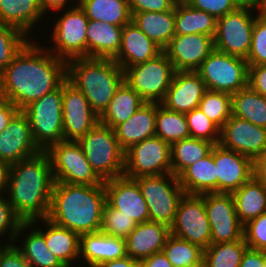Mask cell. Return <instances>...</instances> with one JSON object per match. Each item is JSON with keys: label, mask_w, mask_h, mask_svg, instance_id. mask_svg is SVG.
Listing matches in <instances>:
<instances>
[{"label": "cell", "mask_w": 266, "mask_h": 267, "mask_svg": "<svg viewBox=\"0 0 266 267\" xmlns=\"http://www.w3.org/2000/svg\"><path fill=\"white\" fill-rule=\"evenodd\" d=\"M178 0H128L131 14L172 10Z\"/></svg>", "instance_id": "f907efd6"}, {"label": "cell", "mask_w": 266, "mask_h": 267, "mask_svg": "<svg viewBox=\"0 0 266 267\" xmlns=\"http://www.w3.org/2000/svg\"><path fill=\"white\" fill-rule=\"evenodd\" d=\"M41 8L50 20V14L59 10L74 8L79 5V0H39ZM49 11V12H48Z\"/></svg>", "instance_id": "db71d44e"}, {"label": "cell", "mask_w": 266, "mask_h": 267, "mask_svg": "<svg viewBox=\"0 0 266 267\" xmlns=\"http://www.w3.org/2000/svg\"><path fill=\"white\" fill-rule=\"evenodd\" d=\"M243 238L249 248L266 251V213L243 225Z\"/></svg>", "instance_id": "7dc6e473"}, {"label": "cell", "mask_w": 266, "mask_h": 267, "mask_svg": "<svg viewBox=\"0 0 266 267\" xmlns=\"http://www.w3.org/2000/svg\"><path fill=\"white\" fill-rule=\"evenodd\" d=\"M178 179L185 194L200 195L218 192V176H216L213 148L207 156L187 167L178 176Z\"/></svg>", "instance_id": "1f68e13d"}, {"label": "cell", "mask_w": 266, "mask_h": 267, "mask_svg": "<svg viewBox=\"0 0 266 267\" xmlns=\"http://www.w3.org/2000/svg\"><path fill=\"white\" fill-rule=\"evenodd\" d=\"M132 21L162 49L175 36V7L164 12L133 13Z\"/></svg>", "instance_id": "d6a6232c"}, {"label": "cell", "mask_w": 266, "mask_h": 267, "mask_svg": "<svg viewBox=\"0 0 266 267\" xmlns=\"http://www.w3.org/2000/svg\"><path fill=\"white\" fill-rule=\"evenodd\" d=\"M247 248L244 238L234 242L210 244L204 249L203 267H239Z\"/></svg>", "instance_id": "60d3db41"}, {"label": "cell", "mask_w": 266, "mask_h": 267, "mask_svg": "<svg viewBox=\"0 0 266 267\" xmlns=\"http://www.w3.org/2000/svg\"><path fill=\"white\" fill-rule=\"evenodd\" d=\"M156 112L157 103L145 102L128 120L114 128L124 151L133 144L155 136Z\"/></svg>", "instance_id": "f1b7e54d"}, {"label": "cell", "mask_w": 266, "mask_h": 267, "mask_svg": "<svg viewBox=\"0 0 266 267\" xmlns=\"http://www.w3.org/2000/svg\"><path fill=\"white\" fill-rule=\"evenodd\" d=\"M126 255L125 239L109 236L101 231L80 235L79 267H96Z\"/></svg>", "instance_id": "603a6c76"}, {"label": "cell", "mask_w": 266, "mask_h": 267, "mask_svg": "<svg viewBox=\"0 0 266 267\" xmlns=\"http://www.w3.org/2000/svg\"><path fill=\"white\" fill-rule=\"evenodd\" d=\"M62 116L63 140L78 141L99 123L84 94L67 79L63 82Z\"/></svg>", "instance_id": "e0dca14e"}, {"label": "cell", "mask_w": 266, "mask_h": 267, "mask_svg": "<svg viewBox=\"0 0 266 267\" xmlns=\"http://www.w3.org/2000/svg\"><path fill=\"white\" fill-rule=\"evenodd\" d=\"M11 165L0 160V197L6 196Z\"/></svg>", "instance_id": "91938a15"}, {"label": "cell", "mask_w": 266, "mask_h": 267, "mask_svg": "<svg viewBox=\"0 0 266 267\" xmlns=\"http://www.w3.org/2000/svg\"><path fill=\"white\" fill-rule=\"evenodd\" d=\"M175 70L167 55L157 57L124 70L126 82L145 102L161 103L170 87Z\"/></svg>", "instance_id": "7c38bea8"}, {"label": "cell", "mask_w": 266, "mask_h": 267, "mask_svg": "<svg viewBox=\"0 0 266 267\" xmlns=\"http://www.w3.org/2000/svg\"><path fill=\"white\" fill-rule=\"evenodd\" d=\"M198 108L221 129L232 116V96L207 89Z\"/></svg>", "instance_id": "b9f144b4"}, {"label": "cell", "mask_w": 266, "mask_h": 267, "mask_svg": "<svg viewBox=\"0 0 266 267\" xmlns=\"http://www.w3.org/2000/svg\"><path fill=\"white\" fill-rule=\"evenodd\" d=\"M163 49L131 21L122 29L120 50L113 59L124 70L157 57Z\"/></svg>", "instance_id": "cb8c5ba5"}, {"label": "cell", "mask_w": 266, "mask_h": 267, "mask_svg": "<svg viewBox=\"0 0 266 267\" xmlns=\"http://www.w3.org/2000/svg\"><path fill=\"white\" fill-rule=\"evenodd\" d=\"M122 29L123 26L89 19L87 57L114 59L120 50Z\"/></svg>", "instance_id": "4dcf8cb0"}, {"label": "cell", "mask_w": 266, "mask_h": 267, "mask_svg": "<svg viewBox=\"0 0 266 267\" xmlns=\"http://www.w3.org/2000/svg\"><path fill=\"white\" fill-rule=\"evenodd\" d=\"M144 103L145 101L126 82H123L99 116V123L114 129L128 120Z\"/></svg>", "instance_id": "836d02e7"}, {"label": "cell", "mask_w": 266, "mask_h": 267, "mask_svg": "<svg viewBox=\"0 0 266 267\" xmlns=\"http://www.w3.org/2000/svg\"><path fill=\"white\" fill-rule=\"evenodd\" d=\"M90 20L124 26L132 21L128 0H79Z\"/></svg>", "instance_id": "d590c367"}, {"label": "cell", "mask_w": 266, "mask_h": 267, "mask_svg": "<svg viewBox=\"0 0 266 267\" xmlns=\"http://www.w3.org/2000/svg\"><path fill=\"white\" fill-rule=\"evenodd\" d=\"M190 137L218 144L220 128L199 109L185 113Z\"/></svg>", "instance_id": "f6af8a7d"}, {"label": "cell", "mask_w": 266, "mask_h": 267, "mask_svg": "<svg viewBox=\"0 0 266 267\" xmlns=\"http://www.w3.org/2000/svg\"><path fill=\"white\" fill-rule=\"evenodd\" d=\"M195 72L208 90L232 95L248 86L249 65L246 59L216 49Z\"/></svg>", "instance_id": "9c48e42d"}, {"label": "cell", "mask_w": 266, "mask_h": 267, "mask_svg": "<svg viewBox=\"0 0 266 267\" xmlns=\"http://www.w3.org/2000/svg\"><path fill=\"white\" fill-rule=\"evenodd\" d=\"M217 19L178 0L175 5V35L205 34L214 38Z\"/></svg>", "instance_id": "e575fe53"}, {"label": "cell", "mask_w": 266, "mask_h": 267, "mask_svg": "<svg viewBox=\"0 0 266 267\" xmlns=\"http://www.w3.org/2000/svg\"><path fill=\"white\" fill-rule=\"evenodd\" d=\"M173 267H203L204 249L170 234L162 249Z\"/></svg>", "instance_id": "ab89813d"}, {"label": "cell", "mask_w": 266, "mask_h": 267, "mask_svg": "<svg viewBox=\"0 0 266 267\" xmlns=\"http://www.w3.org/2000/svg\"><path fill=\"white\" fill-rule=\"evenodd\" d=\"M211 230V244L234 242L243 238L240 223L231 193L208 192L200 194Z\"/></svg>", "instance_id": "9a60e30c"}, {"label": "cell", "mask_w": 266, "mask_h": 267, "mask_svg": "<svg viewBox=\"0 0 266 267\" xmlns=\"http://www.w3.org/2000/svg\"><path fill=\"white\" fill-rule=\"evenodd\" d=\"M189 6L205 11L216 19L235 11L246 0H183Z\"/></svg>", "instance_id": "681fc988"}, {"label": "cell", "mask_w": 266, "mask_h": 267, "mask_svg": "<svg viewBox=\"0 0 266 267\" xmlns=\"http://www.w3.org/2000/svg\"><path fill=\"white\" fill-rule=\"evenodd\" d=\"M44 16L46 15L41 8L39 0H0V21L18 28L31 39H37L38 37L35 36V38L33 34L49 33L48 29V32H44L47 26L44 23L46 22ZM41 24L45 26L42 27ZM39 26L41 28L37 29ZM42 28H44L43 31H41ZM34 29L40 30V32H36Z\"/></svg>", "instance_id": "d4e9b609"}, {"label": "cell", "mask_w": 266, "mask_h": 267, "mask_svg": "<svg viewBox=\"0 0 266 267\" xmlns=\"http://www.w3.org/2000/svg\"><path fill=\"white\" fill-rule=\"evenodd\" d=\"M260 15H266V0H247Z\"/></svg>", "instance_id": "94428289"}, {"label": "cell", "mask_w": 266, "mask_h": 267, "mask_svg": "<svg viewBox=\"0 0 266 267\" xmlns=\"http://www.w3.org/2000/svg\"><path fill=\"white\" fill-rule=\"evenodd\" d=\"M106 191L101 185L54 182L48 219L79 235L101 229Z\"/></svg>", "instance_id": "3957f363"}, {"label": "cell", "mask_w": 266, "mask_h": 267, "mask_svg": "<svg viewBox=\"0 0 266 267\" xmlns=\"http://www.w3.org/2000/svg\"><path fill=\"white\" fill-rule=\"evenodd\" d=\"M21 223L22 221L15 215L7 198L0 197V240L5 239L4 242L13 244Z\"/></svg>", "instance_id": "c3c4849f"}, {"label": "cell", "mask_w": 266, "mask_h": 267, "mask_svg": "<svg viewBox=\"0 0 266 267\" xmlns=\"http://www.w3.org/2000/svg\"><path fill=\"white\" fill-rule=\"evenodd\" d=\"M155 136L173 143L190 137L185 113L169 110L157 103Z\"/></svg>", "instance_id": "f35d334b"}, {"label": "cell", "mask_w": 266, "mask_h": 267, "mask_svg": "<svg viewBox=\"0 0 266 267\" xmlns=\"http://www.w3.org/2000/svg\"><path fill=\"white\" fill-rule=\"evenodd\" d=\"M31 223L44 235L47 248L66 267H79L80 235L78 233L56 225L48 218L34 220Z\"/></svg>", "instance_id": "484cf974"}, {"label": "cell", "mask_w": 266, "mask_h": 267, "mask_svg": "<svg viewBox=\"0 0 266 267\" xmlns=\"http://www.w3.org/2000/svg\"><path fill=\"white\" fill-rule=\"evenodd\" d=\"M137 223L131 218L112 208L107 202L104 206L100 231L117 238L126 239Z\"/></svg>", "instance_id": "ee69618b"}, {"label": "cell", "mask_w": 266, "mask_h": 267, "mask_svg": "<svg viewBox=\"0 0 266 267\" xmlns=\"http://www.w3.org/2000/svg\"><path fill=\"white\" fill-rule=\"evenodd\" d=\"M248 65H266V15L258 14L252 31Z\"/></svg>", "instance_id": "bcb514c9"}, {"label": "cell", "mask_w": 266, "mask_h": 267, "mask_svg": "<svg viewBox=\"0 0 266 267\" xmlns=\"http://www.w3.org/2000/svg\"><path fill=\"white\" fill-rule=\"evenodd\" d=\"M171 234L205 249L211 244V230L204 199L197 194H184L170 227Z\"/></svg>", "instance_id": "5bb4252c"}, {"label": "cell", "mask_w": 266, "mask_h": 267, "mask_svg": "<svg viewBox=\"0 0 266 267\" xmlns=\"http://www.w3.org/2000/svg\"><path fill=\"white\" fill-rule=\"evenodd\" d=\"M146 201L150 221L173 224L179 201L185 192L177 176L166 173L134 178Z\"/></svg>", "instance_id": "ba28073f"}, {"label": "cell", "mask_w": 266, "mask_h": 267, "mask_svg": "<svg viewBox=\"0 0 266 267\" xmlns=\"http://www.w3.org/2000/svg\"><path fill=\"white\" fill-rule=\"evenodd\" d=\"M62 102L63 83L22 110L29 120L33 140L41 151L63 140Z\"/></svg>", "instance_id": "52a82bcc"}, {"label": "cell", "mask_w": 266, "mask_h": 267, "mask_svg": "<svg viewBox=\"0 0 266 267\" xmlns=\"http://www.w3.org/2000/svg\"><path fill=\"white\" fill-rule=\"evenodd\" d=\"M106 202L137 224L150 221L148 206L137 182L123 176L104 181Z\"/></svg>", "instance_id": "ffe728a7"}, {"label": "cell", "mask_w": 266, "mask_h": 267, "mask_svg": "<svg viewBox=\"0 0 266 267\" xmlns=\"http://www.w3.org/2000/svg\"><path fill=\"white\" fill-rule=\"evenodd\" d=\"M53 14V20L51 19L49 24L52 28H49L50 35H47L50 41L46 42L49 45L45 46L44 42L42 43L44 47L57 58L66 62L75 58L87 57L86 30L89 19L85 12L78 5L74 8L56 11L50 16Z\"/></svg>", "instance_id": "5b68a950"}, {"label": "cell", "mask_w": 266, "mask_h": 267, "mask_svg": "<svg viewBox=\"0 0 266 267\" xmlns=\"http://www.w3.org/2000/svg\"><path fill=\"white\" fill-rule=\"evenodd\" d=\"M140 267H173L163 251L154 253L140 262Z\"/></svg>", "instance_id": "6f0895ef"}, {"label": "cell", "mask_w": 266, "mask_h": 267, "mask_svg": "<svg viewBox=\"0 0 266 267\" xmlns=\"http://www.w3.org/2000/svg\"><path fill=\"white\" fill-rule=\"evenodd\" d=\"M218 144L257 164L266 154V128L232 115L220 129Z\"/></svg>", "instance_id": "2e32d148"}, {"label": "cell", "mask_w": 266, "mask_h": 267, "mask_svg": "<svg viewBox=\"0 0 266 267\" xmlns=\"http://www.w3.org/2000/svg\"><path fill=\"white\" fill-rule=\"evenodd\" d=\"M170 234V227L163 223L146 221L137 224L125 239L127 256L141 262L162 251Z\"/></svg>", "instance_id": "4316f807"}, {"label": "cell", "mask_w": 266, "mask_h": 267, "mask_svg": "<svg viewBox=\"0 0 266 267\" xmlns=\"http://www.w3.org/2000/svg\"><path fill=\"white\" fill-rule=\"evenodd\" d=\"M257 11L246 0L235 11L217 19L214 49L247 58Z\"/></svg>", "instance_id": "30bf717a"}, {"label": "cell", "mask_w": 266, "mask_h": 267, "mask_svg": "<svg viewBox=\"0 0 266 267\" xmlns=\"http://www.w3.org/2000/svg\"><path fill=\"white\" fill-rule=\"evenodd\" d=\"M215 144L206 140L186 138L171 145V173L179 176L187 167L207 156Z\"/></svg>", "instance_id": "8d00e7d4"}, {"label": "cell", "mask_w": 266, "mask_h": 267, "mask_svg": "<svg viewBox=\"0 0 266 267\" xmlns=\"http://www.w3.org/2000/svg\"><path fill=\"white\" fill-rule=\"evenodd\" d=\"M13 244L31 267H66L47 248L44 235L31 222L19 225Z\"/></svg>", "instance_id": "83f0119b"}, {"label": "cell", "mask_w": 266, "mask_h": 267, "mask_svg": "<svg viewBox=\"0 0 266 267\" xmlns=\"http://www.w3.org/2000/svg\"><path fill=\"white\" fill-rule=\"evenodd\" d=\"M232 96V115L266 128V97L249 86Z\"/></svg>", "instance_id": "74e56055"}, {"label": "cell", "mask_w": 266, "mask_h": 267, "mask_svg": "<svg viewBox=\"0 0 266 267\" xmlns=\"http://www.w3.org/2000/svg\"><path fill=\"white\" fill-rule=\"evenodd\" d=\"M231 194L242 225L266 213V182L258 174Z\"/></svg>", "instance_id": "f546056e"}, {"label": "cell", "mask_w": 266, "mask_h": 267, "mask_svg": "<svg viewBox=\"0 0 266 267\" xmlns=\"http://www.w3.org/2000/svg\"><path fill=\"white\" fill-rule=\"evenodd\" d=\"M96 267H140V262L129 256L101 263Z\"/></svg>", "instance_id": "680465c9"}, {"label": "cell", "mask_w": 266, "mask_h": 267, "mask_svg": "<svg viewBox=\"0 0 266 267\" xmlns=\"http://www.w3.org/2000/svg\"><path fill=\"white\" fill-rule=\"evenodd\" d=\"M206 90L195 71H175L161 104L169 110L187 113L199 107Z\"/></svg>", "instance_id": "7402d4cb"}, {"label": "cell", "mask_w": 266, "mask_h": 267, "mask_svg": "<svg viewBox=\"0 0 266 267\" xmlns=\"http://www.w3.org/2000/svg\"><path fill=\"white\" fill-rule=\"evenodd\" d=\"M20 110L9 100L0 94V133H2L9 125L12 118Z\"/></svg>", "instance_id": "9f6ffc18"}, {"label": "cell", "mask_w": 266, "mask_h": 267, "mask_svg": "<svg viewBox=\"0 0 266 267\" xmlns=\"http://www.w3.org/2000/svg\"><path fill=\"white\" fill-rule=\"evenodd\" d=\"M213 157L218 176V192L232 193L257 174L256 163L250 157L219 144L213 146Z\"/></svg>", "instance_id": "ac0fdd59"}, {"label": "cell", "mask_w": 266, "mask_h": 267, "mask_svg": "<svg viewBox=\"0 0 266 267\" xmlns=\"http://www.w3.org/2000/svg\"><path fill=\"white\" fill-rule=\"evenodd\" d=\"M67 80L84 94L99 117L124 82V69L113 59L75 58L67 62Z\"/></svg>", "instance_id": "277c9868"}, {"label": "cell", "mask_w": 266, "mask_h": 267, "mask_svg": "<svg viewBox=\"0 0 266 267\" xmlns=\"http://www.w3.org/2000/svg\"><path fill=\"white\" fill-rule=\"evenodd\" d=\"M78 142L92 169L103 181L124 175L125 151L114 129L97 123Z\"/></svg>", "instance_id": "8992f818"}, {"label": "cell", "mask_w": 266, "mask_h": 267, "mask_svg": "<svg viewBox=\"0 0 266 267\" xmlns=\"http://www.w3.org/2000/svg\"><path fill=\"white\" fill-rule=\"evenodd\" d=\"M29 40L18 28L0 21V77L12 58Z\"/></svg>", "instance_id": "7bdbcfd3"}, {"label": "cell", "mask_w": 266, "mask_h": 267, "mask_svg": "<svg viewBox=\"0 0 266 267\" xmlns=\"http://www.w3.org/2000/svg\"><path fill=\"white\" fill-rule=\"evenodd\" d=\"M266 251L247 248L239 267H265Z\"/></svg>", "instance_id": "11a10c76"}, {"label": "cell", "mask_w": 266, "mask_h": 267, "mask_svg": "<svg viewBox=\"0 0 266 267\" xmlns=\"http://www.w3.org/2000/svg\"><path fill=\"white\" fill-rule=\"evenodd\" d=\"M248 86L266 97V65H249Z\"/></svg>", "instance_id": "816d5d0a"}, {"label": "cell", "mask_w": 266, "mask_h": 267, "mask_svg": "<svg viewBox=\"0 0 266 267\" xmlns=\"http://www.w3.org/2000/svg\"><path fill=\"white\" fill-rule=\"evenodd\" d=\"M53 184L49 156L41 151L11 165L5 197L22 222L47 218Z\"/></svg>", "instance_id": "7a4b0ae2"}, {"label": "cell", "mask_w": 266, "mask_h": 267, "mask_svg": "<svg viewBox=\"0 0 266 267\" xmlns=\"http://www.w3.org/2000/svg\"><path fill=\"white\" fill-rule=\"evenodd\" d=\"M213 50V37L193 33L175 35L163 52L175 71H196Z\"/></svg>", "instance_id": "d6986e66"}, {"label": "cell", "mask_w": 266, "mask_h": 267, "mask_svg": "<svg viewBox=\"0 0 266 267\" xmlns=\"http://www.w3.org/2000/svg\"><path fill=\"white\" fill-rule=\"evenodd\" d=\"M37 41V42H36ZM67 79V62L30 39L12 58L0 77V94L23 110Z\"/></svg>", "instance_id": "6da1fadb"}, {"label": "cell", "mask_w": 266, "mask_h": 267, "mask_svg": "<svg viewBox=\"0 0 266 267\" xmlns=\"http://www.w3.org/2000/svg\"><path fill=\"white\" fill-rule=\"evenodd\" d=\"M257 174L266 182V154L256 164Z\"/></svg>", "instance_id": "6125c7cd"}, {"label": "cell", "mask_w": 266, "mask_h": 267, "mask_svg": "<svg viewBox=\"0 0 266 267\" xmlns=\"http://www.w3.org/2000/svg\"><path fill=\"white\" fill-rule=\"evenodd\" d=\"M50 159L54 182L101 185L104 181L92 169L78 141L62 140L45 151Z\"/></svg>", "instance_id": "8fae6325"}, {"label": "cell", "mask_w": 266, "mask_h": 267, "mask_svg": "<svg viewBox=\"0 0 266 267\" xmlns=\"http://www.w3.org/2000/svg\"><path fill=\"white\" fill-rule=\"evenodd\" d=\"M0 267H31L25 260L22 253L10 244L3 252L0 258Z\"/></svg>", "instance_id": "f5cc1de1"}, {"label": "cell", "mask_w": 266, "mask_h": 267, "mask_svg": "<svg viewBox=\"0 0 266 267\" xmlns=\"http://www.w3.org/2000/svg\"><path fill=\"white\" fill-rule=\"evenodd\" d=\"M171 173V145L154 136L125 151L124 176L138 178Z\"/></svg>", "instance_id": "4fadbf2b"}, {"label": "cell", "mask_w": 266, "mask_h": 267, "mask_svg": "<svg viewBox=\"0 0 266 267\" xmlns=\"http://www.w3.org/2000/svg\"><path fill=\"white\" fill-rule=\"evenodd\" d=\"M10 244L6 243V242H2V240H0V258L2 255V252L9 246Z\"/></svg>", "instance_id": "be15d7a7"}, {"label": "cell", "mask_w": 266, "mask_h": 267, "mask_svg": "<svg viewBox=\"0 0 266 267\" xmlns=\"http://www.w3.org/2000/svg\"><path fill=\"white\" fill-rule=\"evenodd\" d=\"M27 116L20 110L0 133V160L12 165L40 153Z\"/></svg>", "instance_id": "44dd1931"}]
</instances>
